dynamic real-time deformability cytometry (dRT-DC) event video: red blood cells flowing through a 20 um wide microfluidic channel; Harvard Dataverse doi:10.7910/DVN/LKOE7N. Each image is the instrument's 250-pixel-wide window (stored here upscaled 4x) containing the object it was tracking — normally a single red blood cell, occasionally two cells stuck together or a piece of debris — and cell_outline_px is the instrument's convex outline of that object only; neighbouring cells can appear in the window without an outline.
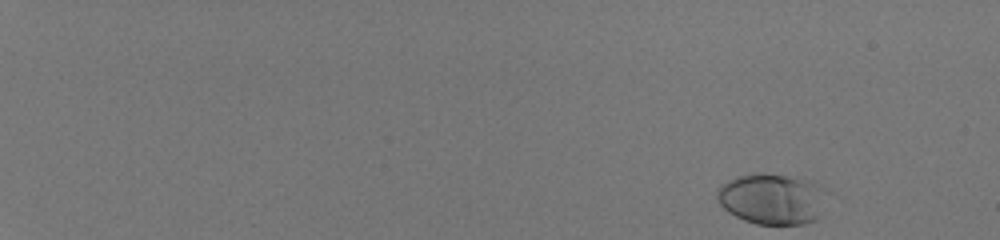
{"species": "human", "species_latin": "Homo sapiens", "temperature_condition": "room temperature", "stored_images_in_passage": 50, "camera_frame_rate_fps": 3000, "um_per_image_px": 0.085, "donor": {"sex": "male"}, "frame": {"image": 1, "passage_image": 1, "time_ms": 0.0, "image_size_px": [1000, 240], "cell_outline_px": [[816, 220], [804, 224], [756, 224], [744, 220], [728, 212], [720, 204], [716, 196], [716, 192], [720, 184], [736, 176], [760, 172], [764, 172], [804, 176], [816, 180]], "centroid_in_image_um": [65.44, 16.85], "position_along_channel_um": 19.6, "area_um2": 31.85}}
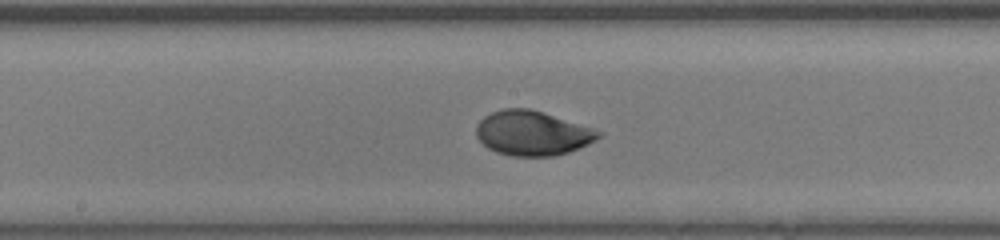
{"frame": {"image": 2, "passage_image": 30, "time_ms": 9.667, "image_size_px": [1000, 240], "cell_outline_px": [[600, 136], [596, 140], [580, 148], [568, 152], [552, 156], [512, 156], [496, 152], [488, 148], [476, 136], [476, 124], [484, 116], [492, 112], [504, 108], [528, 108], [544, 112], [592, 128], [600, 132]], "centroid_in_image_um": [45.22, 11.31], "position_along_channel_um": 203.0, "area_um2": 31.67}}
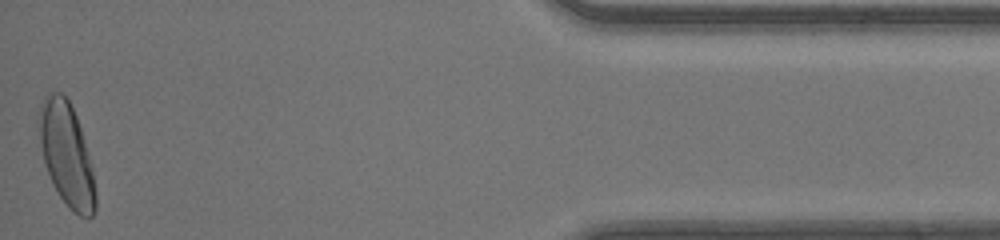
{"frame": {"image": 3, "passage_image": 50, "time_ms": 16.333, "image_size_px": [1000, 240], "cell_outline_px": [[96, 208], [92, 216], [80, 216], [72, 212], [68, 208], [52, 184], [44, 160], [40, 144], [36, 124], [36, 112], [44, 96], [48, 92], [60, 92], [68, 100], [76, 116], [88, 152], [96, 192]], "centroid_in_image_um": [5.61, 13.09], "position_along_channel_um": 429.6, "area_um2": 34.1}, "authors_computed_cell_mechanics": {"area_um2": 30.8652, "velocity_mm_per_s": 4.1847, "shape_relaxation_time_tau1_ms": 2.3704, "shape_relaxation_time_tau2_ms": null, "deformation_change_tau1": 0.1481, "deformation_change_tau2": null}}